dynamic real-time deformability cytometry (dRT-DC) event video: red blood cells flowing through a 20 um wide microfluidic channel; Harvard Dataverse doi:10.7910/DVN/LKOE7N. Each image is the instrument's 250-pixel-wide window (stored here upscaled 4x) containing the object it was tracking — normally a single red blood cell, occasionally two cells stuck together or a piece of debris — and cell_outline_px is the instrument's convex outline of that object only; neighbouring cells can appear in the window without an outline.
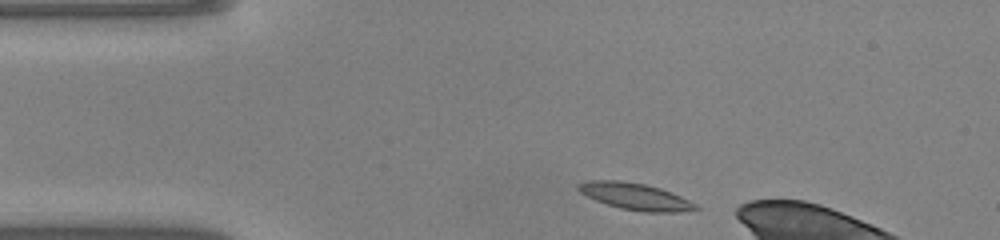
{"species": "common noctule bat (a hibernating species)", "species_latin": "Nyctalus noctula", "temperature_condition": "warm", "stored_images_in_passage": 41, "camera_frame_rate_fps": 3000, "um_per_image_px": 0.085, "animal": {"sex": "male", "body_mass_g": 20.0, "forearm_length_mm": 53.3}, "frame": {"image": 1, "passage_image": 2, "time_ms": 0.333, "image_size_px": [1000, 240], "cell_outline_px": [[700, 208], [680, 212], [644, 212], [620, 208], [596, 200], [580, 192], [576, 188], [576, 184], [588, 180], [620, 180], [644, 184], [660, 188], [672, 192], [696, 204]], "centroid_in_image_um": [53.98, 16.69], "position_along_channel_um": 31.0, "area_um2": 18.21}}
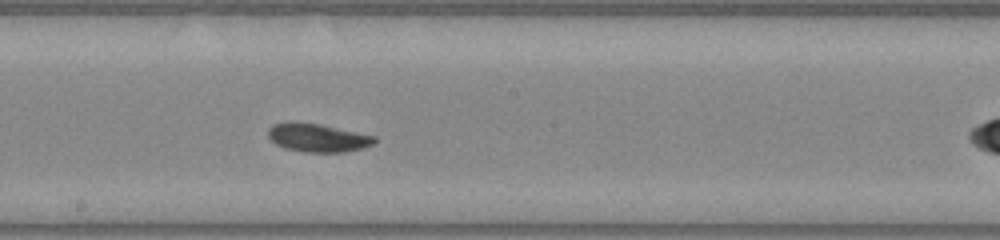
{"frame": {"image": 2, "passage_image": 19, "time_ms": 6.0, "image_size_px": [1000, 240], "cell_outline_px": [[376, 140], [372, 144], [360, 148], [344, 152], [304, 152], [288, 148], [276, 144], [268, 136], [268, 128], [272, 124], [288, 120], [292, 120], [320, 124], [376, 136]], "centroid_in_image_um": [26.95, 11.67], "position_along_channel_um": 221.2, "area_um2": 17.63}}
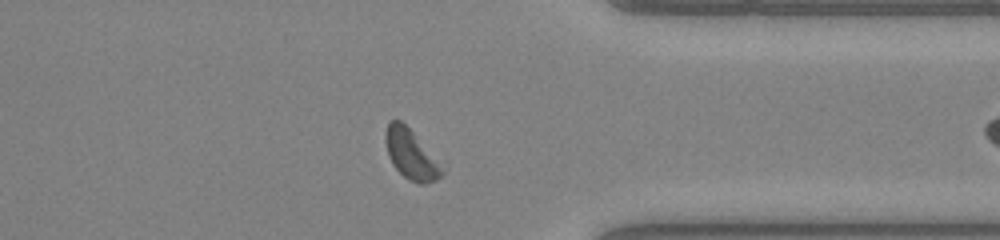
{"frame": {"image": 3, "passage_image": 31, "time_ms": 10.0, "image_size_px": [1000, 240], "cell_outline_px": [[448, 168], [436, 180], [424, 184], [420, 184], [408, 180], [392, 164], [388, 156], [384, 140], [384, 132], [388, 120], [400, 120], [448, 164]], "centroid_in_image_um": [35.03, 13.12], "position_along_channel_um": 376.4, "area_um2": 17.46}, "authors_computed_cell_mechanics": {"area_um2": 17.4556, "velocity_mm_per_s": 4.0836, "shape_relaxation_time_tau1_ms": 2.729, "shape_relaxation_time_tau2_ms": 7.6363, "deformation_change_tau1": 0.1008, "deformation_change_tau2": 0.1148}}